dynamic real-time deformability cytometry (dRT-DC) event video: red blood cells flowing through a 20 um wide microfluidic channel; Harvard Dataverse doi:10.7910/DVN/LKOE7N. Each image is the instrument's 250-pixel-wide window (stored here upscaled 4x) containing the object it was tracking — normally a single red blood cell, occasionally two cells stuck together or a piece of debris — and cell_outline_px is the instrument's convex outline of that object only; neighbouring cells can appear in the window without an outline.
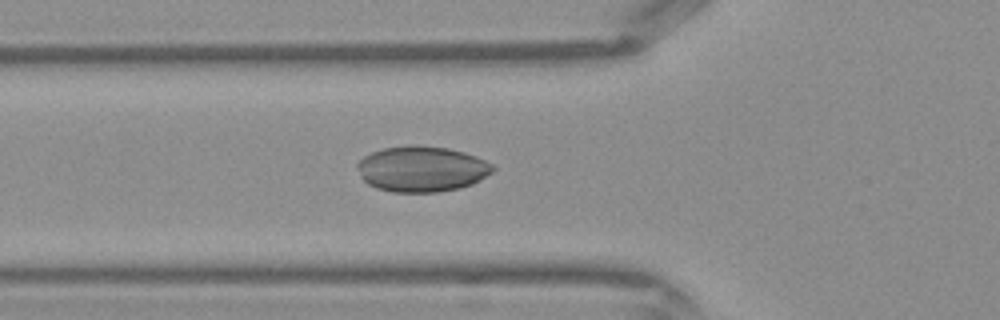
{"species": "Egyptian fruit bat (a non-hibernating species)", "species_latin": "Rousettus aegyptiacus", "temperature_condition": "warm", "stored_images_in_passage": 32, "camera_frame_rate_fps": 3000, "um_per_image_px": 0.085, "frame": {"image": 1, "passage_image": 5, "time_ms": 1.333, "image_size_px": [1000, 320], "cell_outline_px": [[496, 168], [492, 172], [480, 180], [472, 184], [460, 188], [436, 192], [392, 192], [376, 188], [368, 184], [360, 176], [356, 168], [356, 164], [364, 156], [372, 152], [384, 148], [416, 144], [448, 148], [464, 152], [476, 156], [492, 164]], "centroid_in_image_um": [35.84, 14.36], "position_along_channel_um": 90.0, "area_um2": 36.24}}
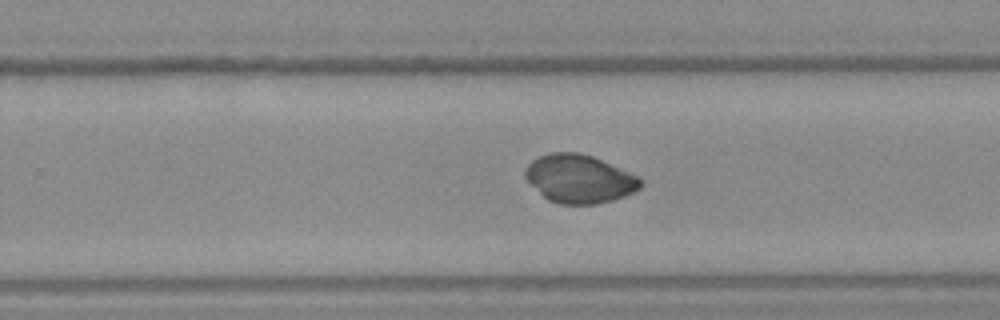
{"frame": {"image": 2, "passage_image": 17, "time_ms": 5.333, "image_size_px": [1000, 320], "cell_outline_px": [[644, 184], [640, 188], [624, 196], [612, 200], [596, 204], [560, 204], [548, 200], [524, 176], [524, 168], [532, 160], [540, 156], [552, 152], [580, 152], [592, 156], [640, 176], [644, 180]], "centroid_in_image_um": [49.28, 15.19], "position_along_channel_um": 280.5, "area_um2": 32.48}}
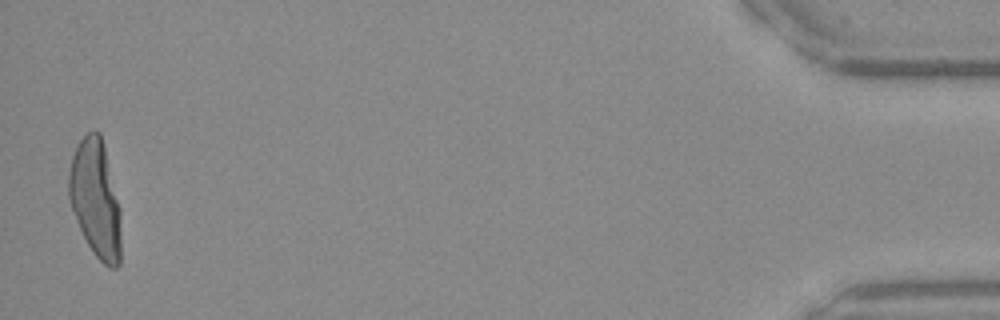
{"frame": {"image": 3, "passage_image": 32, "time_ms": 10.333, "image_size_px": [1000, 320], "cell_outline_px": [[120, 264], [116, 268], [108, 268], [92, 252], [76, 220], [68, 200], [68, 172], [72, 156], [76, 144], [92, 128], [96, 128], [100, 132], [104, 144], [120, 208]], "centroid_in_image_um": [8.11, 16.86], "position_along_channel_um": 427.1, "area_um2": 36.07}}